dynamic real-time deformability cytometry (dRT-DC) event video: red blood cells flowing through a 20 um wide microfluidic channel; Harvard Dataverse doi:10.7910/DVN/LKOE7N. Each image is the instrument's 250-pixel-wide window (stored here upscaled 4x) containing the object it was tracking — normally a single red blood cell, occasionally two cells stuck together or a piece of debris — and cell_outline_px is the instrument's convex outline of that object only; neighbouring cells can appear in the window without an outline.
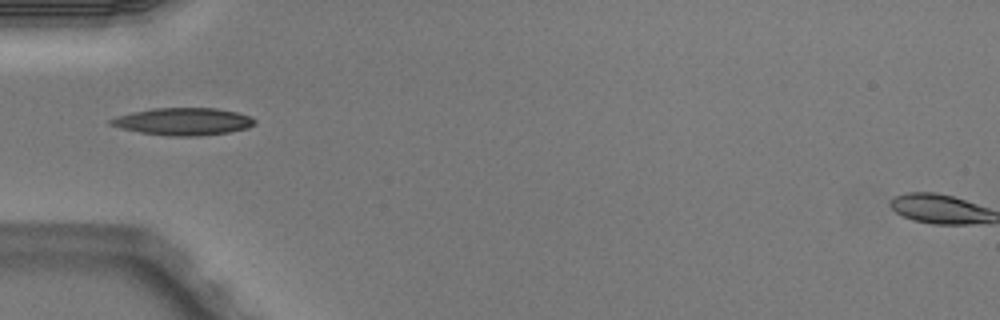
{"species": "Egyptian fruit bat (a non-hibernating species)", "species_latin": "Rousettus aegyptiacus", "temperature_condition": "warm", "stored_images_in_passage": 3, "camera_frame_rate_fps": 3000, "um_per_image_px": 0.085, "animal": {"sex": "male"}, "frame": {"image": 1, "passage_image": 2, "time_ms": 0.333, "image_size_px": [1000, 320], "cell_outline_px": [[256, 124], [248, 128], [228, 132], [200, 136], [168, 136], [140, 132], [120, 128], [108, 124], [108, 120], [116, 116], [152, 108], [216, 108], [236, 112], [252, 116], [256, 120]], "centroid_in_image_um": [15.59, 10.33], "position_along_channel_um": 69.4, "area_um2": 23.06}}
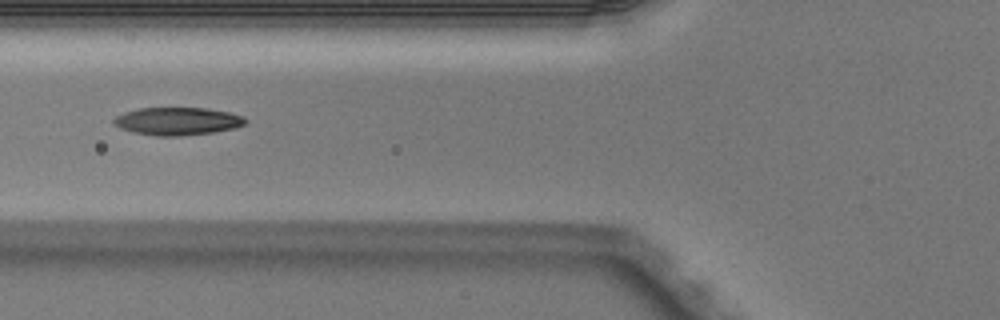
{"frame": {"image": 2, "passage_image": 3, "time_ms": 0.667, "image_size_px": [1000, 320], "cell_outline_px": [[248, 120], [244, 124], [232, 128], [212, 132], [180, 136], [156, 136], [132, 132], [120, 128], [112, 124], [112, 120], [116, 116], [124, 112], [140, 108], [208, 108], [228, 112], [244, 116]], "centroid_in_image_um": [15.05, 10.3], "position_along_channel_um": 110.8, "area_um2": 21.33}}